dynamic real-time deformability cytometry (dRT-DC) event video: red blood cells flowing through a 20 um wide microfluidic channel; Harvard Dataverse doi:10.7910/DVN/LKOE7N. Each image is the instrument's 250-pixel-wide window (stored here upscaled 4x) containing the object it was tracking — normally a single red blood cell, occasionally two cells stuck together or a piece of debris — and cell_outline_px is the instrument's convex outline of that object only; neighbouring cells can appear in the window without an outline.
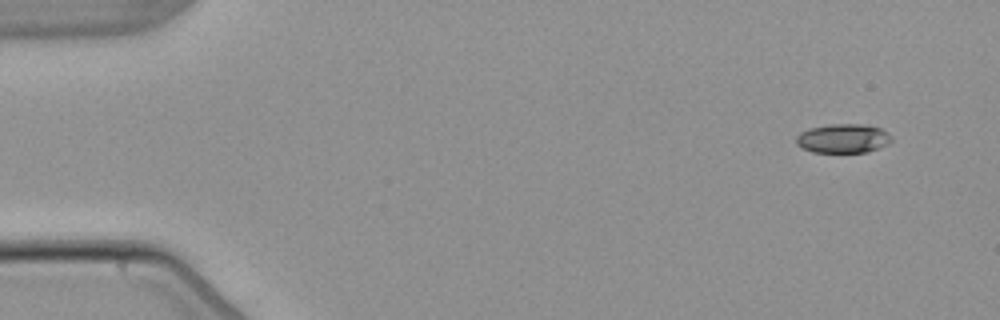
{"species": "common noctule bat (a hibernating species)", "species_latin": "Nyctalus noctula", "temperature_condition": "warm", "stored_images_in_passage": 4, "camera_frame_rate_fps": 3000, "um_per_image_px": 0.085, "animal": {"sex": "male", "body_mass_g": 21.5, "forearm_length_mm": 52.0}, "frame": {"image": 1, "passage_image": 1, "time_ms": 0.0, "image_size_px": [1000, 320], "cell_outline_px": [[892, 140], [888, 144], [880, 148], [868, 152], [812, 152], [800, 148], [796, 144], [796, 136], [800, 132], [808, 128], [828, 124], [864, 124], [880, 128], [888, 132], [892, 136]], "centroid_in_image_um": [71.65, 11.76], "position_along_channel_um": 13.3, "area_um2": 16.47}}
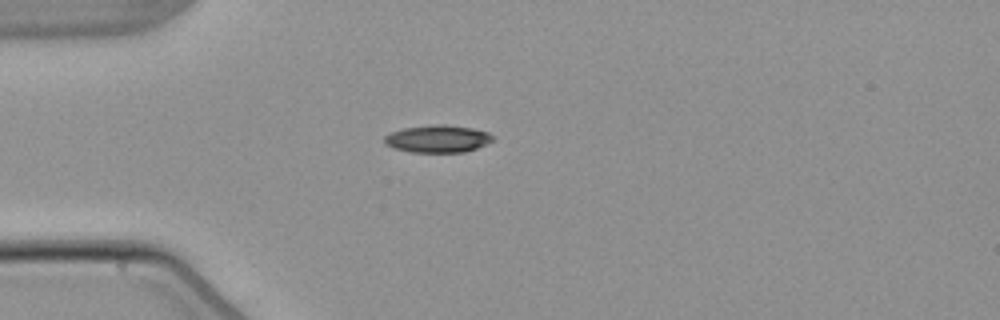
{"frame": {"image": 2, "passage_image": 4, "time_ms": 3.667, "image_size_px": [1000, 320], "cell_outline_px": [[496, 136], [492, 140], [476, 148], [464, 152], [412, 152], [396, 148], [384, 144], [384, 136], [392, 132], [404, 128], [436, 124], [444, 124], [472, 128], [488, 132]], "centroid_in_image_um": [37.21, 11.79], "position_along_channel_um": 47.8, "area_um2": 17.17}}